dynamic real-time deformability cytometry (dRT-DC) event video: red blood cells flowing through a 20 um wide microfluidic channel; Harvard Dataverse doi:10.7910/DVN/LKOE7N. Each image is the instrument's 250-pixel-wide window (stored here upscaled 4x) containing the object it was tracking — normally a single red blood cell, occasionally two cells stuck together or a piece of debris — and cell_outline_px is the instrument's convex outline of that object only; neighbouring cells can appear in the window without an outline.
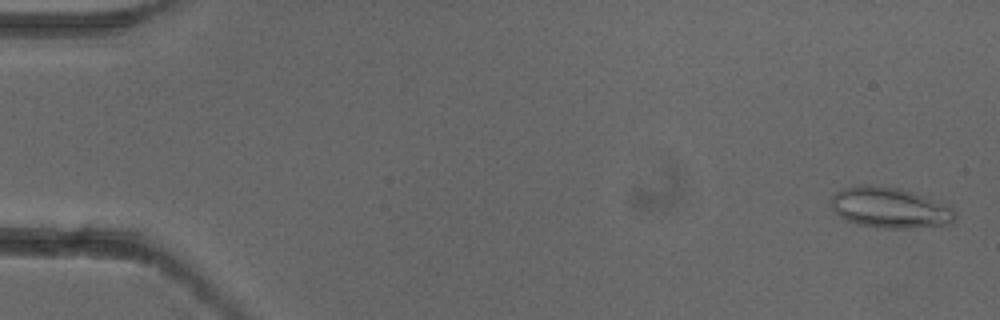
{"species": "common noctule bat (a hibernating species)", "species_latin": "Nyctalus noctula", "temperature_condition": "cold", "stored_images_in_passage": 4, "camera_frame_rate_fps": 3000, "um_per_image_px": 0.085, "animal": {"sex": "female"}, "frame": {"image": 1, "passage_image": 1, "time_ms": 0.0, "image_size_px": [1000, 320], "cell_outline_px": [[956, 220], [952, 224], [912, 228], [876, 228], [856, 224], [844, 220], [832, 208], [832, 196], [836, 192], [852, 184], [864, 184], [900, 188], [912, 192], [948, 208], [956, 212]], "centroid_in_image_um": [75.56, 17.67], "position_along_channel_um": 9.4, "area_um2": 29.19}}